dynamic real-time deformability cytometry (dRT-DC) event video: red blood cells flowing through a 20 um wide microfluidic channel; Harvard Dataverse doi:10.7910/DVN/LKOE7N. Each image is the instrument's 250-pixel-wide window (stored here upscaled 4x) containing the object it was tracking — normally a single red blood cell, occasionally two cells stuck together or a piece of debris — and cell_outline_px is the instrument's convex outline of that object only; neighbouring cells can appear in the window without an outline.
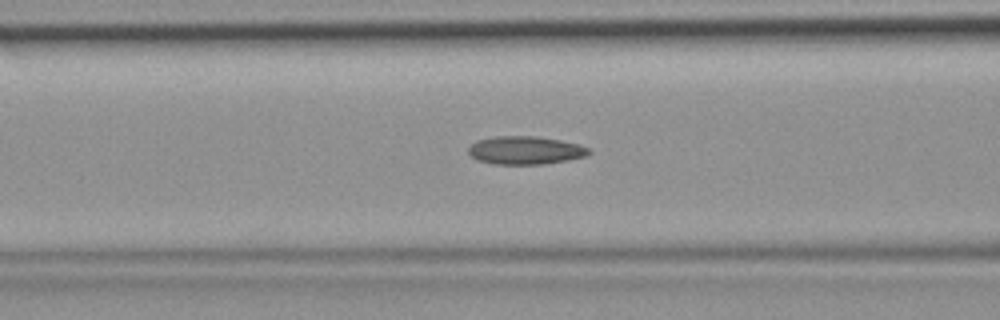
{"species": "common noctule bat (a hibernating species)", "species_latin": "Nyctalus noctula", "temperature_condition": "room temperature", "stored_images_in_passage": 31, "camera_frame_rate_fps": 3000, "um_per_image_px": 0.085, "animal": {"sex": "female", "body_mass_g": 19.9}, "frame": {"image": 1, "passage_image": 4, "time_ms": 1.0, "image_size_px": [1000, 320], "cell_outline_px": [[592, 152], [584, 156], [568, 160], [544, 164], [496, 164], [476, 160], [468, 152], [468, 148], [476, 140], [496, 136], [536, 136], [560, 140], [580, 144], [588, 148]], "centroid_in_image_um": [44.65, 12.77], "position_along_channel_um": 122.0, "area_um2": 19.77}}
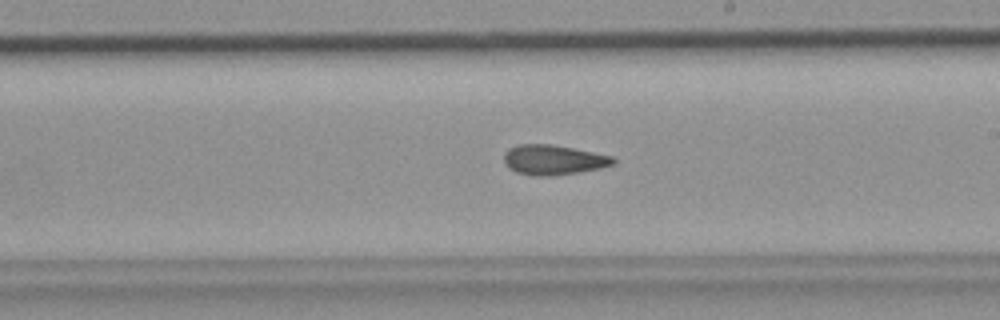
{"frame": {"image": 2, "passage_image": 12, "time_ms": 3.667, "image_size_px": [1000, 320], "cell_outline_px": [[616, 164], [600, 168], [580, 172], [552, 176], [540, 176], [516, 172], [508, 168], [504, 164], [504, 152], [508, 148], [520, 144], [552, 144], [612, 156], [616, 160]], "centroid_in_image_um": [47.02, 13.59], "position_along_channel_um": 242.0, "area_um2": 19.13}}
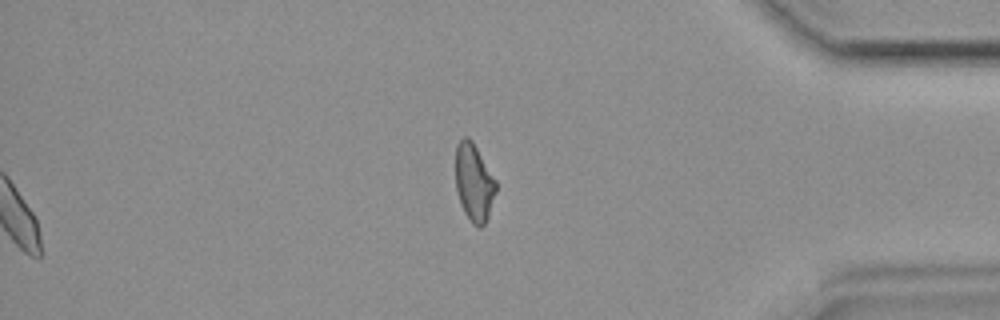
{"frame": {"image": 3, "passage_image": 24, "time_ms": 7.667, "image_size_px": [1000, 320], "cell_outline_px": [[496, 192], [488, 216], [484, 224], [480, 228], [472, 224], [464, 212], [456, 188], [456, 144], [464, 136], [468, 136], [472, 140], [496, 180]], "centroid_in_image_um": [40.29, 15.5], "position_along_channel_um": 394.9, "area_um2": 18.15}}